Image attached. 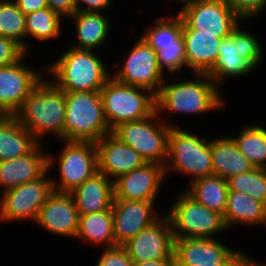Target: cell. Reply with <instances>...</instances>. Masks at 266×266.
I'll return each mask as SVG.
<instances>
[{"instance_id": "52a82bcc", "label": "cell", "mask_w": 266, "mask_h": 266, "mask_svg": "<svg viewBox=\"0 0 266 266\" xmlns=\"http://www.w3.org/2000/svg\"><path fill=\"white\" fill-rule=\"evenodd\" d=\"M62 142L64 147L56 155L48 154V171L58 168V176L51 177L53 190L70 193L98 172V152L96 142Z\"/></svg>"}, {"instance_id": "e0dca14e", "label": "cell", "mask_w": 266, "mask_h": 266, "mask_svg": "<svg viewBox=\"0 0 266 266\" xmlns=\"http://www.w3.org/2000/svg\"><path fill=\"white\" fill-rule=\"evenodd\" d=\"M166 178L164 166L145 163L113 181L114 199L156 201Z\"/></svg>"}, {"instance_id": "d6a6232c", "label": "cell", "mask_w": 266, "mask_h": 266, "mask_svg": "<svg viewBox=\"0 0 266 266\" xmlns=\"http://www.w3.org/2000/svg\"><path fill=\"white\" fill-rule=\"evenodd\" d=\"M0 36L15 40L26 51L25 14L14 0H0Z\"/></svg>"}, {"instance_id": "8fae6325", "label": "cell", "mask_w": 266, "mask_h": 266, "mask_svg": "<svg viewBox=\"0 0 266 266\" xmlns=\"http://www.w3.org/2000/svg\"><path fill=\"white\" fill-rule=\"evenodd\" d=\"M179 6L183 30H197V34L225 38L243 21L225 0H190Z\"/></svg>"}, {"instance_id": "2e32d148", "label": "cell", "mask_w": 266, "mask_h": 266, "mask_svg": "<svg viewBox=\"0 0 266 266\" xmlns=\"http://www.w3.org/2000/svg\"><path fill=\"white\" fill-rule=\"evenodd\" d=\"M155 203L156 201L113 199L112 212L116 245H125L164 214Z\"/></svg>"}, {"instance_id": "484cf974", "label": "cell", "mask_w": 266, "mask_h": 266, "mask_svg": "<svg viewBox=\"0 0 266 266\" xmlns=\"http://www.w3.org/2000/svg\"><path fill=\"white\" fill-rule=\"evenodd\" d=\"M211 157L213 174L226 180L254 169L230 135L211 139Z\"/></svg>"}, {"instance_id": "7c38bea8", "label": "cell", "mask_w": 266, "mask_h": 266, "mask_svg": "<svg viewBox=\"0 0 266 266\" xmlns=\"http://www.w3.org/2000/svg\"><path fill=\"white\" fill-rule=\"evenodd\" d=\"M128 52L122 64L120 61L112 64L111 76L124 84L147 89L157 96L166 78L158 64L156 51L139 37Z\"/></svg>"}, {"instance_id": "603a6c76", "label": "cell", "mask_w": 266, "mask_h": 266, "mask_svg": "<svg viewBox=\"0 0 266 266\" xmlns=\"http://www.w3.org/2000/svg\"><path fill=\"white\" fill-rule=\"evenodd\" d=\"M185 58L190 74H208L214 67L222 38L217 34H197V30H183Z\"/></svg>"}, {"instance_id": "7402d4cb", "label": "cell", "mask_w": 266, "mask_h": 266, "mask_svg": "<svg viewBox=\"0 0 266 266\" xmlns=\"http://www.w3.org/2000/svg\"><path fill=\"white\" fill-rule=\"evenodd\" d=\"M70 194L76 203L79 215L112 210L113 181L99 171Z\"/></svg>"}, {"instance_id": "8d00e7d4", "label": "cell", "mask_w": 266, "mask_h": 266, "mask_svg": "<svg viewBox=\"0 0 266 266\" xmlns=\"http://www.w3.org/2000/svg\"><path fill=\"white\" fill-rule=\"evenodd\" d=\"M95 266H134L124 246L103 248Z\"/></svg>"}, {"instance_id": "7a4b0ae2", "label": "cell", "mask_w": 266, "mask_h": 266, "mask_svg": "<svg viewBox=\"0 0 266 266\" xmlns=\"http://www.w3.org/2000/svg\"><path fill=\"white\" fill-rule=\"evenodd\" d=\"M45 78L31 91L14 115L41 144H45L43 140L48 135L64 140L66 118L65 92Z\"/></svg>"}, {"instance_id": "d590c367", "label": "cell", "mask_w": 266, "mask_h": 266, "mask_svg": "<svg viewBox=\"0 0 266 266\" xmlns=\"http://www.w3.org/2000/svg\"><path fill=\"white\" fill-rule=\"evenodd\" d=\"M225 2L246 22L258 18L259 14L263 15L266 10V0H225Z\"/></svg>"}, {"instance_id": "ba28073f", "label": "cell", "mask_w": 266, "mask_h": 266, "mask_svg": "<svg viewBox=\"0 0 266 266\" xmlns=\"http://www.w3.org/2000/svg\"><path fill=\"white\" fill-rule=\"evenodd\" d=\"M106 122L118 125L148 118L156 112V95L144 88L117 81L112 76L100 90Z\"/></svg>"}, {"instance_id": "4dcf8cb0", "label": "cell", "mask_w": 266, "mask_h": 266, "mask_svg": "<svg viewBox=\"0 0 266 266\" xmlns=\"http://www.w3.org/2000/svg\"><path fill=\"white\" fill-rule=\"evenodd\" d=\"M176 15L168 14L153 19L152 24L145 28V32L140 36L156 52L161 47L177 46L185 44L183 39V20Z\"/></svg>"}, {"instance_id": "836d02e7", "label": "cell", "mask_w": 266, "mask_h": 266, "mask_svg": "<svg viewBox=\"0 0 266 266\" xmlns=\"http://www.w3.org/2000/svg\"><path fill=\"white\" fill-rule=\"evenodd\" d=\"M229 191L249 194L266 204V169L254 168L249 172L227 179Z\"/></svg>"}, {"instance_id": "f35d334b", "label": "cell", "mask_w": 266, "mask_h": 266, "mask_svg": "<svg viewBox=\"0 0 266 266\" xmlns=\"http://www.w3.org/2000/svg\"><path fill=\"white\" fill-rule=\"evenodd\" d=\"M243 252V250L234 249L223 261L212 264H196V266H253V257Z\"/></svg>"}, {"instance_id": "9a60e30c", "label": "cell", "mask_w": 266, "mask_h": 266, "mask_svg": "<svg viewBox=\"0 0 266 266\" xmlns=\"http://www.w3.org/2000/svg\"><path fill=\"white\" fill-rule=\"evenodd\" d=\"M123 246L133 263L173 258L174 236L169 217L164 213Z\"/></svg>"}, {"instance_id": "e575fe53", "label": "cell", "mask_w": 266, "mask_h": 266, "mask_svg": "<svg viewBox=\"0 0 266 266\" xmlns=\"http://www.w3.org/2000/svg\"><path fill=\"white\" fill-rule=\"evenodd\" d=\"M156 54L160 69L164 74L167 72V79L168 77L170 78V75L175 76V74L177 75L178 72L180 74L183 72V68H187L185 58V44L161 47V50L157 51Z\"/></svg>"}, {"instance_id": "ffe728a7", "label": "cell", "mask_w": 266, "mask_h": 266, "mask_svg": "<svg viewBox=\"0 0 266 266\" xmlns=\"http://www.w3.org/2000/svg\"><path fill=\"white\" fill-rule=\"evenodd\" d=\"M98 171L114 181L134 169L142 167L146 161L132 147L126 145L112 133L96 142Z\"/></svg>"}, {"instance_id": "5b68a950", "label": "cell", "mask_w": 266, "mask_h": 266, "mask_svg": "<svg viewBox=\"0 0 266 266\" xmlns=\"http://www.w3.org/2000/svg\"><path fill=\"white\" fill-rule=\"evenodd\" d=\"M170 126L168 158L164 166L168 176L171 172L188 177V183L213 174L211 139L199 137L194 131ZM189 131V132H188ZM207 138V139H206ZM190 177V179H189Z\"/></svg>"}, {"instance_id": "60d3db41", "label": "cell", "mask_w": 266, "mask_h": 266, "mask_svg": "<svg viewBox=\"0 0 266 266\" xmlns=\"http://www.w3.org/2000/svg\"><path fill=\"white\" fill-rule=\"evenodd\" d=\"M47 6L63 18L71 17L76 11V0H46Z\"/></svg>"}, {"instance_id": "cb8c5ba5", "label": "cell", "mask_w": 266, "mask_h": 266, "mask_svg": "<svg viewBox=\"0 0 266 266\" xmlns=\"http://www.w3.org/2000/svg\"><path fill=\"white\" fill-rule=\"evenodd\" d=\"M105 12H82L76 11L68 20H73L76 31V42L69 47L78 49L94 50L106 44L110 37L111 21Z\"/></svg>"}, {"instance_id": "4316f807", "label": "cell", "mask_w": 266, "mask_h": 266, "mask_svg": "<svg viewBox=\"0 0 266 266\" xmlns=\"http://www.w3.org/2000/svg\"><path fill=\"white\" fill-rule=\"evenodd\" d=\"M38 142L15 116L0 120V161L14 159L29 153Z\"/></svg>"}, {"instance_id": "ac0fdd59", "label": "cell", "mask_w": 266, "mask_h": 266, "mask_svg": "<svg viewBox=\"0 0 266 266\" xmlns=\"http://www.w3.org/2000/svg\"><path fill=\"white\" fill-rule=\"evenodd\" d=\"M35 223L50 234L75 239L79 213L71 194L53 191L42 205Z\"/></svg>"}, {"instance_id": "b9f144b4", "label": "cell", "mask_w": 266, "mask_h": 266, "mask_svg": "<svg viewBox=\"0 0 266 266\" xmlns=\"http://www.w3.org/2000/svg\"><path fill=\"white\" fill-rule=\"evenodd\" d=\"M18 8L25 14L38 11L40 9L46 8V0H14Z\"/></svg>"}, {"instance_id": "ee69618b", "label": "cell", "mask_w": 266, "mask_h": 266, "mask_svg": "<svg viewBox=\"0 0 266 266\" xmlns=\"http://www.w3.org/2000/svg\"><path fill=\"white\" fill-rule=\"evenodd\" d=\"M168 2V3H170V1L172 2V3H174L173 1H175V3L177 2V4L179 5V3H180V5L181 4H183V3H185V2H187V1H190V0H165V2Z\"/></svg>"}, {"instance_id": "30bf717a", "label": "cell", "mask_w": 266, "mask_h": 266, "mask_svg": "<svg viewBox=\"0 0 266 266\" xmlns=\"http://www.w3.org/2000/svg\"><path fill=\"white\" fill-rule=\"evenodd\" d=\"M161 120L157 111L142 120L125 122L112 130V134L132 147L146 163L165 166L168 158L170 126H178Z\"/></svg>"}, {"instance_id": "3957f363", "label": "cell", "mask_w": 266, "mask_h": 266, "mask_svg": "<svg viewBox=\"0 0 266 266\" xmlns=\"http://www.w3.org/2000/svg\"><path fill=\"white\" fill-rule=\"evenodd\" d=\"M103 61L94 50L70 47L45 65V75L64 92L100 91L112 74Z\"/></svg>"}, {"instance_id": "d4e9b609", "label": "cell", "mask_w": 266, "mask_h": 266, "mask_svg": "<svg viewBox=\"0 0 266 266\" xmlns=\"http://www.w3.org/2000/svg\"><path fill=\"white\" fill-rule=\"evenodd\" d=\"M223 219L227 230L233 229V226L238 224L247 228L266 227V204L249 194L228 191Z\"/></svg>"}, {"instance_id": "5bb4252c", "label": "cell", "mask_w": 266, "mask_h": 266, "mask_svg": "<svg viewBox=\"0 0 266 266\" xmlns=\"http://www.w3.org/2000/svg\"><path fill=\"white\" fill-rule=\"evenodd\" d=\"M29 55L31 53L15 64L0 67V109L7 116H14L31 91L46 77L45 66L36 71L25 63Z\"/></svg>"}, {"instance_id": "f546056e", "label": "cell", "mask_w": 266, "mask_h": 266, "mask_svg": "<svg viewBox=\"0 0 266 266\" xmlns=\"http://www.w3.org/2000/svg\"><path fill=\"white\" fill-rule=\"evenodd\" d=\"M62 19L63 17L60 14L52 11L49 7L25 15L26 52L31 53V45L29 43L32 39H35L39 43H45L53 39L56 40L59 36L61 37L64 31H61L62 24L65 23Z\"/></svg>"}, {"instance_id": "4fadbf2b", "label": "cell", "mask_w": 266, "mask_h": 266, "mask_svg": "<svg viewBox=\"0 0 266 266\" xmlns=\"http://www.w3.org/2000/svg\"><path fill=\"white\" fill-rule=\"evenodd\" d=\"M50 172L41 178L2 192L0 197L1 222H36L42 205L53 193Z\"/></svg>"}, {"instance_id": "ab89813d", "label": "cell", "mask_w": 266, "mask_h": 266, "mask_svg": "<svg viewBox=\"0 0 266 266\" xmlns=\"http://www.w3.org/2000/svg\"><path fill=\"white\" fill-rule=\"evenodd\" d=\"M115 0H76L77 11L107 12Z\"/></svg>"}, {"instance_id": "f6af8a7d", "label": "cell", "mask_w": 266, "mask_h": 266, "mask_svg": "<svg viewBox=\"0 0 266 266\" xmlns=\"http://www.w3.org/2000/svg\"><path fill=\"white\" fill-rule=\"evenodd\" d=\"M7 115L0 109V120L5 118Z\"/></svg>"}, {"instance_id": "8992f818", "label": "cell", "mask_w": 266, "mask_h": 266, "mask_svg": "<svg viewBox=\"0 0 266 266\" xmlns=\"http://www.w3.org/2000/svg\"><path fill=\"white\" fill-rule=\"evenodd\" d=\"M65 141L97 142L110 130L105 116L100 91L65 92Z\"/></svg>"}, {"instance_id": "f1b7e54d", "label": "cell", "mask_w": 266, "mask_h": 266, "mask_svg": "<svg viewBox=\"0 0 266 266\" xmlns=\"http://www.w3.org/2000/svg\"><path fill=\"white\" fill-rule=\"evenodd\" d=\"M183 190L196 202L224 216L229 191L226 179L217 175L198 178Z\"/></svg>"}, {"instance_id": "1f68e13d", "label": "cell", "mask_w": 266, "mask_h": 266, "mask_svg": "<svg viewBox=\"0 0 266 266\" xmlns=\"http://www.w3.org/2000/svg\"><path fill=\"white\" fill-rule=\"evenodd\" d=\"M264 124L245 125L238 136H231L240 152L254 168L266 169V127Z\"/></svg>"}, {"instance_id": "44dd1931", "label": "cell", "mask_w": 266, "mask_h": 266, "mask_svg": "<svg viewBox=\"0 0 266 266\" xmlns=\"http://www.w3.org/2000/svg\"><path fill=\"white\" fill-rule=\"evenodd\" d=\"M234 249L217 238L174 239L177 266H196L223 261Z\"/></svg>"}, {"instance_id": "9c48e42d", "label": "cell", "mask_w": 266, "mask_h": 266, "mask_svg": "<svg viewBox=\"0 0 266 266\" xmlns=\"http://www.w3.org/2000/svg\"><path fill=\"white\" fill-rule=\"evenodd\" d=\"M164 213L169 217L174 239L204 238L227 232L223 216L196 202L184 190ZM219 233V234H218Z\"/></svg>"}, {"instance_id": "d6986e66", "label": "cell", "mask_w": 266, "mask_h": 266, "mask_svg": "<svg viewBox=\"0 0 266 266\" xmlns=\"http://www.w3.org/2000/svg\"><path fill=\"white\" fill-rule=\"evenodd\" d=\"M38 143L29 153L0 161V189L4 192L41 178L48 171V152Z\"/></svg>"}, {"instance_id": "6da1fadb", "label": "cell", "mask_w": 266, "mask_h": 266, "mask_svg": "<svg viewBox=\"0 0 266 266\" xmlns=\"http://www.w3.org/2000/svg\"><path fill=\"white\" fill-rule=\"evenodd\" d=\"M195 77L176 81L171 76L162 83L160 92L156 96V111L160 119L168 120L165 114L172 116L182 114L197 116L214 111H220L227 105L220 88L208 76V74H193ZM173 80L171 81V79ZM222 94V95H221ZM163 112V113H162ZM162 113V114H161ZM175 113V114H174ZM164 114V115H163ZM165 116V117H164ZM164 117V118H163Z\"/></svg>"}, {"instance_id": "74e56055", "label": "cell", "mask_w": 266, "mask_h": 266, "mask_svg": "<svg viewBox=\"0 0 266 266\" xmlns=\"http://www.w3.org/2000/svg\"><path fill=\"white\" fill-rule=\"evenodd\" d=\"M26 54L24 48L15 40L0 36V67L15 64Z\"/></svg>"}, {"instance_id": "7bdbcfd3", "label": "cell", "mask_w": 266, "mask_h": 266, "mask_svg": "<svg viewBox=\"0 0 266 266\" xmlns=\"http://www.w3.org/2000/svg\"><path fill=\"white\" fill-rule=\"evenodd\" d=\"M134 266H177L176 258L175 256L169 260H150L140 263H134Z\"/></svg>"}, {"instance_id": "277c9868", "label": "cell", "mask_w": 266, "mask_h": 266, "mask_svg": "<svg viewBox=\"0 0 266 266\" xmlns=\"http://www.w3.org/2000/svg\"><path fill=\"white\" fill-rule=\"evenodd\" d=\"M244 23L240 22L228 37L221 39L217 61L208 73L220 89L227 85L226 78H245L252 74L264 58L262 43L251 31L243 30Z\"/></svg>"}, {"instance_id": "83f0119b", "label": "cell", "mask_w": 266, "mask_h": 266, "mask_svg": "<svg viewBox=\"0 0 266 266\" xmlns=\"http://www.w3.org/2000/svg\"><path fill=\"white\" fill-rule=\"evenodd\" d=\"M84 241V244L92 246L102 245L103 248L116 245L114 238V222L112 210L99 213L79 215V223L76 238Z\"/></svg>"}]
</instances>
